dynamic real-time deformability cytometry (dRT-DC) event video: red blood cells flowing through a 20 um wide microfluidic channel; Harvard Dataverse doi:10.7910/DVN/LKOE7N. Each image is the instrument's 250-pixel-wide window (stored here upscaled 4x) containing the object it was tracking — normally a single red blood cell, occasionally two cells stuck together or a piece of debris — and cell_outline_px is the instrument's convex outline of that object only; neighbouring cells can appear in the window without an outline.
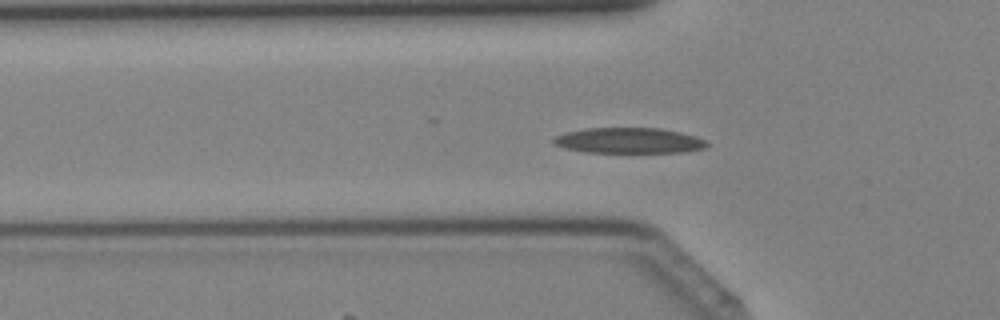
{"species": "Egyptian fruit bat (a non-hibernating species)", "species_latin": "Rousettus aegyptiacus", "temperature_condition": "cold", "stored_images_in_passage": 39, "camera_frame_rate_fps": 3000, "um_per_image_px": 0.085, "animal": {"sex": "female"}, "frame": {"image": 1, "passage_image": 12, "time_ms": 3.667, "image_size_px": [1000, 320], "cell_outline_px": [[708, 148], [684, 152], [584, 152], [564, 148], [552, 144], [552, 140], [556, 136], [564, 132], [588, 128], [660, 128], [680, 132], [696, 136], [704, 140], [708, 144]], "centroid_in_image_um": [53.45, 11.95], "position_along_channel_um": 72.4, "area_um2": 22.95}}
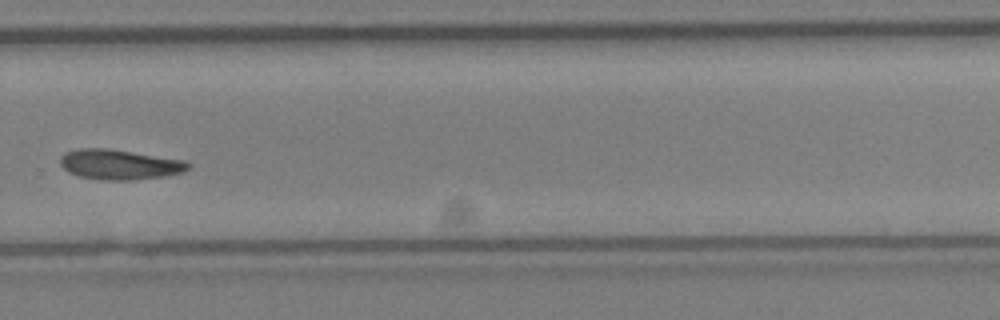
{"frame": {"image": 2, "passage_image": 27, "time_ms": 8.667, "image_size_px": [1000, 320], "cell_outline_px": [[192, 168], [184, 172], [164, 176], [132, 180], [104, 180], [80, 176], [68, 172], [60, 164], [60, 156], [64, 152], [80, 148], [108, 148], [188, 160], [192, 164]], "centroid_in_image_um": [10.22, 13.97], "position_along_channel_um": 319.6, "area_um2": 22.77}}
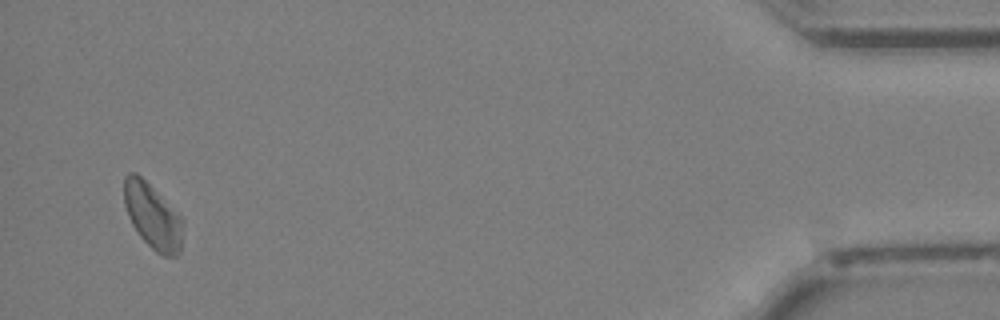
{"frame": {"image": 3, "passage_image": 38, "time_ms": 12.333, "image_size_px": [1000, 320], "cell_outline_px": [[184, 220], [180, 252], [176, 256], [164, 256], [156, 252], [140, 236], [132, 224], [128, 216], [124, 204], [124, 176], [128, 172], [136, 172]], "centroid_in_image_um": [12.96, 18.39], "position_along_channel_um": 422.2, "area_um2": 22.02}}